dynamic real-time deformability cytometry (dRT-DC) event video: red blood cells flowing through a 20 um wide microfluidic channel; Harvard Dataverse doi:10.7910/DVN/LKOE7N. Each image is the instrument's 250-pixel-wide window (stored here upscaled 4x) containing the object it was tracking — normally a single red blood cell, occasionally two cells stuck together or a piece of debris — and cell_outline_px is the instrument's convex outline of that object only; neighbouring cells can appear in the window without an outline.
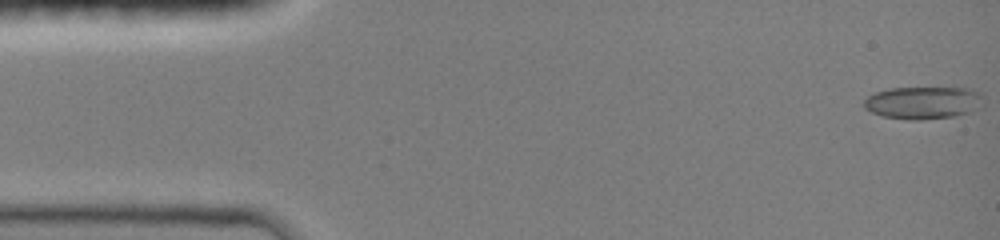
{"species": "common noctule bat (a hibernating species)", "species_latin": "Nyctalus noctula", "temperature_condition": "room temperature", "stored_images_in_passage": 11, "camera_frame_rate_fps": 3000, "um_per_image_px": 0.085, "animal": {"sex": "female", "body_mass_g": 19.0, "forearm_length_mm": 51.5}, "frame": {"image": 1, "passage_image": 1, "time_ms": 0.0, "image_size_px": [1000, 240], "cell_outline_px": [[984, 104], [980, 108], [972, 112], [956, 116], [920, 120], [908, 120], [884, 116], [872, 112], [864, 108], [860, 104], [868, 96], [876, 92], [888, 88], [972, 88], [980, 92], [984, 96]], "centroid_in_image_um": [78.52, 8.73], "position_along_channel_um": 6.5, "area_um2": 23.12}}
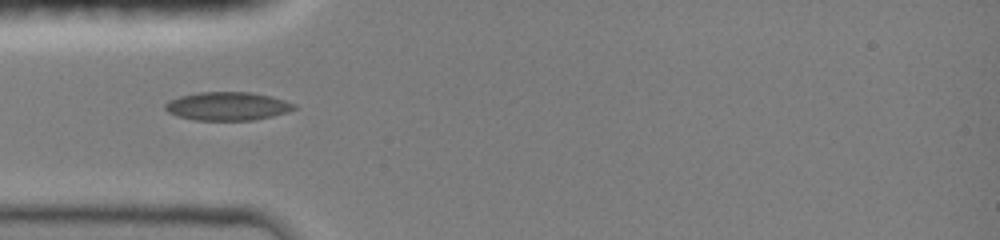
{"frame": {"image": 2, "passage_image": 7, "time_ms": 4.333, "image_size_px": [1000, 240], "cell_outline_px": [[296, 108], [288, 112], [272, 116], [252, 120], [196, 120], [176, 116], [168, 112], [164, 108], [164, 104], [168, 100], [180, 96], [200, 92], [252, 92], [284, 100], [296, 104]], "centroid_in_image_um": [19.31, 9.02], "position_along_channel_um": 65.7, "area_um2": 21.33}}
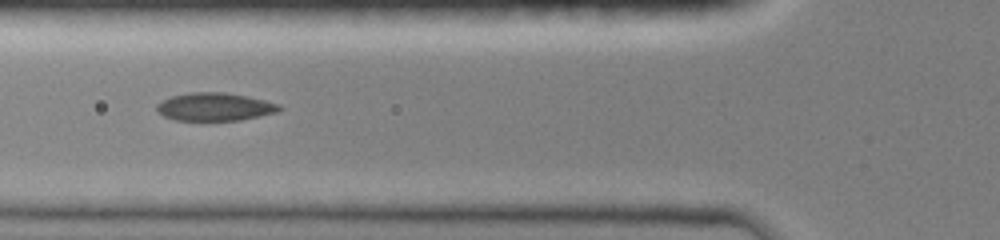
{"frame": {"image": 3, "passage_image": 10, "time_ms": 5.333, "image_size_px": [1000, 240], "cell_outline_px": [[284, 108], [276, 112], [240, 120], [176, 120], [164, 116], [156, 108], [156, 104], [172, 96], [188, 92], [224, 92], [264, 100], [280, 104]], "centroid_in_image_um": [18.26, 9.07], "position_along_channel_um": 107.5, "area_um2": 19.77}}